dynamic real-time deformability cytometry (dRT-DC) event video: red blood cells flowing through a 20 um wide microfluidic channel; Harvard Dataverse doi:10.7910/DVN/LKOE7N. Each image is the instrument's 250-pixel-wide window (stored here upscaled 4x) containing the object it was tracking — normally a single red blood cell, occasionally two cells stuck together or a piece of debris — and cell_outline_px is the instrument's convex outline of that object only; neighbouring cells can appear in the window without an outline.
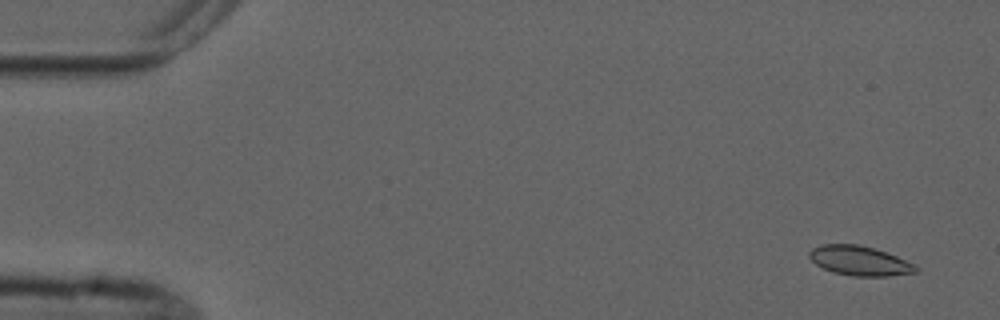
{"species": "common noctule bat (a hibernating species)", "species_latin": "Nyctalus noctula", "temperature_condition": "cold", "stored_images_in_passage": 3, "camera_frame_rate_fps": 3000, "um_per_image_px": 0.085, "animal": {"sex": "male", "forearm_length_mm": 52.5}, "frame": {"image": 1, "passage_image": 3, "time_ms": 3.333, "image_size_px": [1000, 320], "cell_outline_px": [[920, 268], [916, 272], [888, 276], [852, 276], [832, 272], [816, 264], [808, 256], [808, 252], [812, 248], [820, 244], [856, 244], [872, 248], [896, 256], [916, 264]], "centroid_in_image_um": [73.06, 22.17], "position_along_channel_um": 11.9, "area_um2": 18.32}}